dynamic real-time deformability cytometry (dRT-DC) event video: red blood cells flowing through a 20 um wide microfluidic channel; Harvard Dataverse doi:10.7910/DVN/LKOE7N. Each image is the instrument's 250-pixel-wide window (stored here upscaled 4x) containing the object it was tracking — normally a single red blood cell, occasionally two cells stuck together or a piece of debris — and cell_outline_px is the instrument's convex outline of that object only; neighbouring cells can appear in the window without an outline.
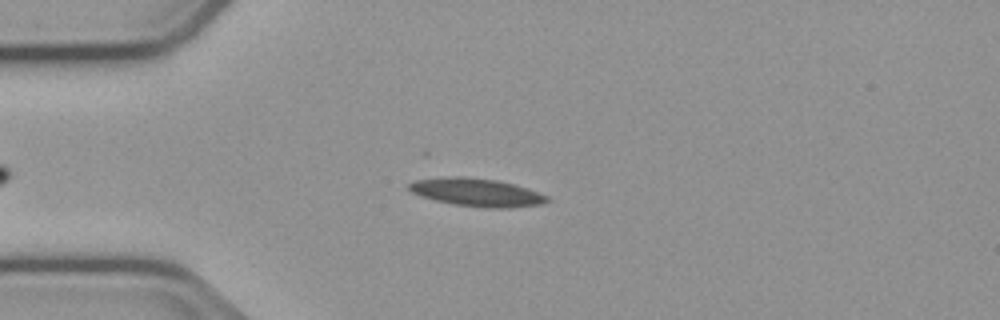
{"species": "common noctule bat (a hibernating species)", "species_latin": "Nyctalus noctula", "temperature_condition": "cold", "stored_images_in_passage": 53, "camera_frame_rate_fps": 3000, "um_per_image_px": 0.085, "animal": {"sex": "male", "body_mass_g": 23.1, "forearm_length_mm": 52.7}, "frame": {"image": 1, "passage_image": 12, "time_ms": 3.667, "image_size_px": [1000, 320], "cell_outline_px": [[552, 200], [540, 204], [508, 208], [492, 208], [456, 204], [436, 200], [412, 192], [408, 188], [408, 184], [416, 180], [456, 176], [460, 176], [496, 180], [528, 188], [548, 196]], "centroid_in_image_um": [40.57, 16.35], "position_along_channel_um": 44.4, "area_um2": 22.08}}
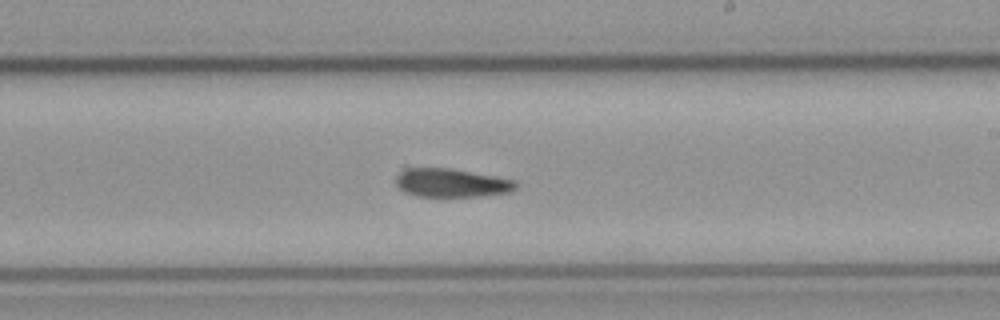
{"frame": {"image": 2, "passage_image": 30, "time_ms": 9.667, "image_size_px": [1000, 320], "cell_outline_px": [[520, 184], [512, 192], [480, 196], [416, 196], [404, 192], [396, 184], [396, 176], [404, 164], [452, 168], [496, 176], [516, 180]], "centroid_in_image_um": [38.3, 15.48], "position_along_channel_um": 250.7, "area_um2": 20.98}}
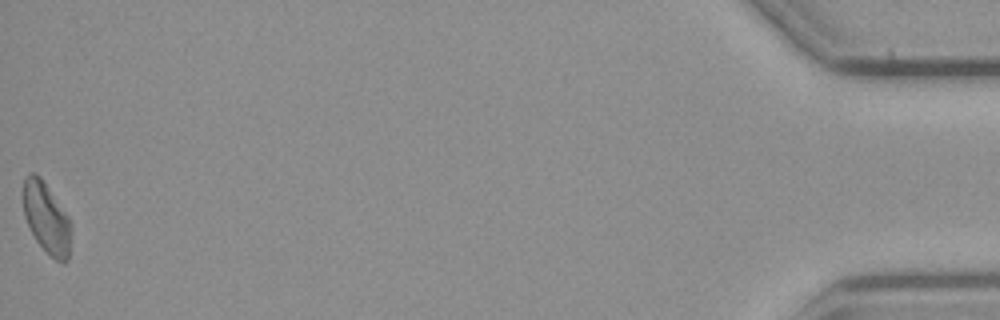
{"frame": {"image": 3, "passage_image": 53, "time_ms": 17.333, "image_size_px": [1000, 320], "cell_outline_px": [[72, 228], [68, 260], [64, 264], [56, 260], [36, 240], [24, 216], [24, 176], [32, 172], [36, 172], [40, 176], [68, 216]], "centroid_in_image_um": [3.97, 18.53], "position_along_channel_um": 431.2, "area_um2": 19.54}, "authors_computed_cell_mechanics": {"area_um2": 21.0392, "velocity_mm_per_s": 3.735, "shape_relaxation_time_tau1_ms": null, "shape_relaxation_time_tau2_ms": 2.5792, "deformation_change_tau1": null, "deformation_change_tau2": 0.1089}}